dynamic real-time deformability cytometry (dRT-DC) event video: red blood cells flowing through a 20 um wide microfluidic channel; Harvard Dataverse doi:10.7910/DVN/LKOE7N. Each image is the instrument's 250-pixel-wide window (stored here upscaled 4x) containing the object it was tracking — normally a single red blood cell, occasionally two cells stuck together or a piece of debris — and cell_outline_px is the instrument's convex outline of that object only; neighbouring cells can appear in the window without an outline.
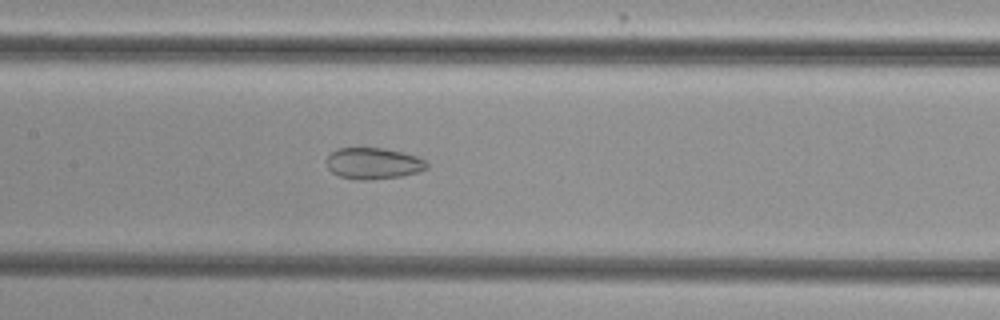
{"species": "common noctule bat (a hibernating species)", "species_latin": "Nyctalus noctula", "temperature_condition": "cold", "stored_images_in_passage": 50, "camera_frame_rate_fps": 3000, "um_per_image_px": 0.085, "animal": {"sex": "female", "body_mass_g": 29.2, "forearm_length_mm": 56.3}, "frame": {"image": 1, "passage_image": 27, "time_ms": 8.667, "image_size_px": [1000, 320], "cell_outline_px": [[428, 168], [420, 172], [400, 176], [364, 180], [356, 180], [340, 176], [332, 172], [328, 168], [328, 156], [336, 148], [384, 148], [404, 152], [416, 156], [424, 160], [428, 164]], "centroid_in_image_um": [31.76, 13.88], "position_along_channel_um": 175.6, "area_um2": 18.26}}
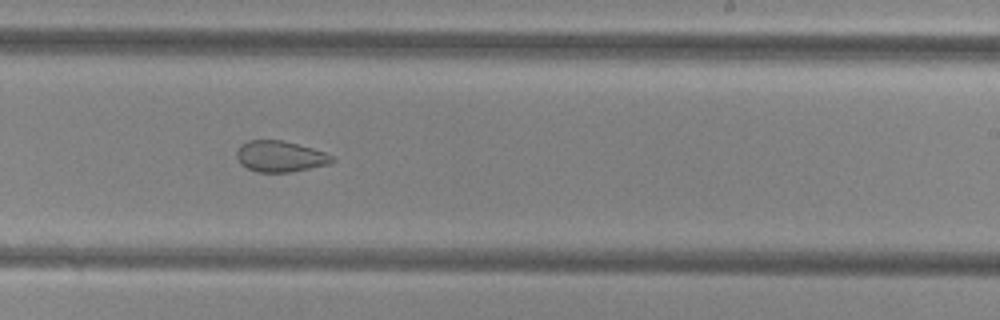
{"frame": {"image": 2, "passage_image": 34, "time_ms": 11.0, "image_size_px": [1000, 320], "cell_outline_px": [[336, 160], [328, 164], [288, 172], [256, 172], [240, 164], [236, 156], [236, 152], [240, 144], [248, 140], [280, 140], [312, 148], [324, 152], [332, 156]], "centroid_in_image_um": [23.77, 13.29], "position_along_channel_um": 265.2, "area_um2": 17.11}}
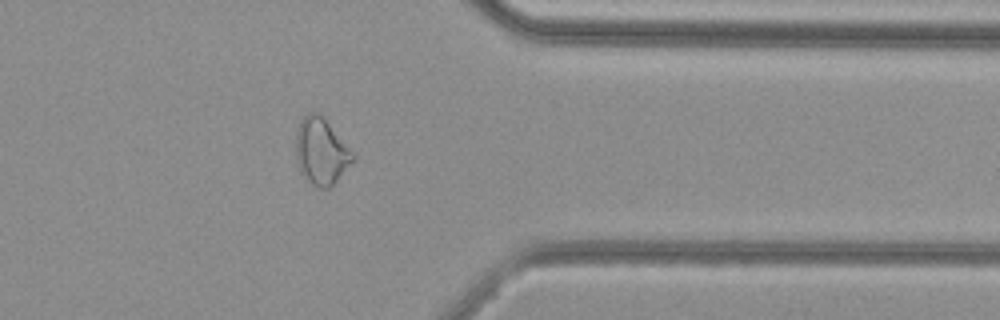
{"frame": {"image": 3, "passage_image": 44, "time_ms": 14.333, "image_size_px": [1000, 320], "cell_outline_px": [[356, 160], [328, 188], [320, 188], [308, 184], [300, 172], [296, 160], [296, 136], [300, 120], [308, 112], [320, 112], [324, 116], [356, 156]], "centroid_in_image_um": [27.3, 12.86], "position_along_channel_um": 384.1, "area_um2": 22.43}, "authors_computed_cell_mechanics": {"area_um2": 22.2819, "velocity_mm_per_s": 3.8435, "shape_relaxation_time_tau1_ms": null, "shape_relaxation_time_tau2_ms": 2.3219, "deformation_change_tau1": null, "deformation_change_tau2": 0.0785}}